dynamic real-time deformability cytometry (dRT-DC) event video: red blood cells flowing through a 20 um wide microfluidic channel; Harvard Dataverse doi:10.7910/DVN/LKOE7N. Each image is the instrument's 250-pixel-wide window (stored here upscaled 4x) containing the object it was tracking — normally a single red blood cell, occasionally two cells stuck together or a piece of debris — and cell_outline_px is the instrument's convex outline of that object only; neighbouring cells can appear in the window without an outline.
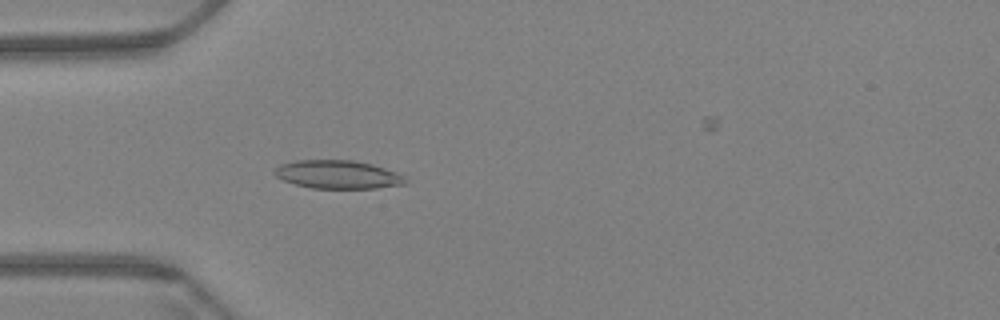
{"species": "Egyptian fruit bat (a non-hibernating species)", "species_latin": "Rousettus aegyptiacus", "temperature_condition": "warm", "stored_images_in_passage": 56, "camera_frame_rate_fps": 3000, "um_per_image_px": 0.085, "animal": {"sex": "female"}, "frame": {"image": 1, "passage_image": 18, "time_ms": 5.667, "image_size_px": [1000, 320], "cell_outline_px": [[408, 184], [376, 188], [312, 188], [296, 184], [284, 180], [276, 176], [272, 172], [280, 164], [296, 160], [352, 160], [372, 164], [396, 172], [404, 176], [408, 180]], "centroid_in_image_um": [28.74, 14.83], "position_along_channel_um": 56.3, "area_um2": 21.62}}
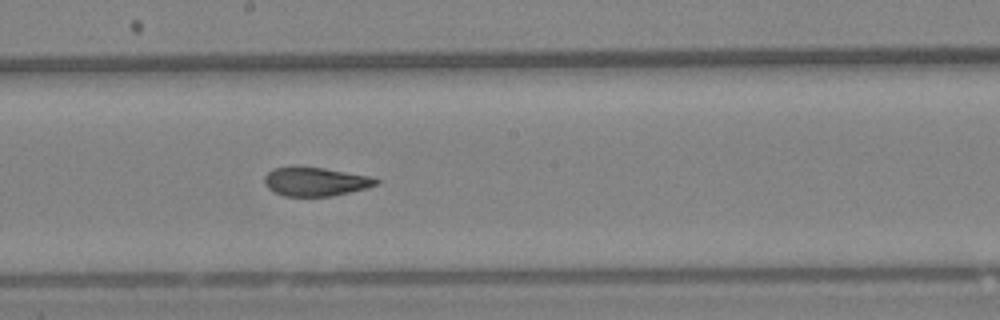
{"frame": {"image": 2, "passage_image": 33, "time_ms": 10.667, "image_size_px": [1000, 320], "cell_outline_px": [[380, 184], [368, 188], [332, 196], [284, 196], [268, 188], [264, 184], [264, 176], [272, 168], [324, 168], [372, 176], [380, 180]], "centroid_in_image_um": [26.88, 15.45], "position_along_channel_um": 221.3, "area_um2": 18.61}}
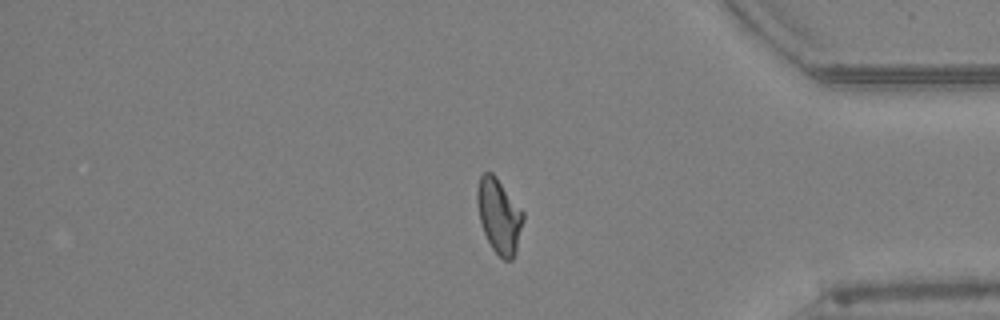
{"frame": {"image": 3, "passage_image": 50, "time_ms": 16.333, "image_size_px": [1000, 320], "cell_outline_px": [[524, 220], [516, 252], [512, 260], [504, 260], [492, 248], [484, 232], [480, 220], [476, 200], [476, 188], [480, 176], [484, 172], [492, 172], [496, 176], [524, 212]], "centroid_in_image_um": [42.42, 18.33], "position_along_channel_um": 392.8, "area_um2": 20.06}}